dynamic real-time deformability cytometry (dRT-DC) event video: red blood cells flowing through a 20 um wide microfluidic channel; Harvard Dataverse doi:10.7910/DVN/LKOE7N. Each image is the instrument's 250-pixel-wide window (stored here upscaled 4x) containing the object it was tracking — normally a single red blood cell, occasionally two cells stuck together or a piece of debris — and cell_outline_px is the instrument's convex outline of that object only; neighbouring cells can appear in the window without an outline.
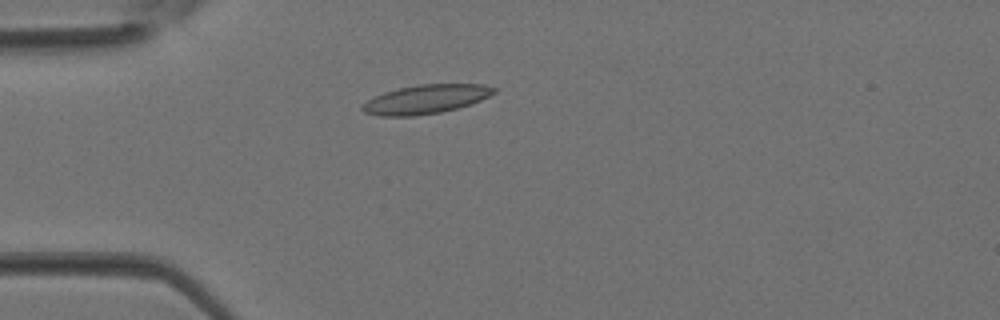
{"species": "Egyptian fruit bat (a non-hibernating species)", "species_latin": "Rousettus aegyptiacus", "temperature_condition": "room temperature", "stored_images_in_passage": 18, "camera_frame_rate_fps": 3000, "um_per_image_px": 0.085, "animal": {"sex": "female"}, "frame": {"image": 1, "passage_image": 1, "time_ms": 0.0, "image_size_px": [1000, 320], "cell_outline_px": [[500, 88], [496, 92], [480, 100], [456, 108], [440, 112], [416, 116], [380, 116], [364, 112], [360, 108], [360, 104], [384, 92], [400, 88], [420, 84], [484, 84]], "centroid_in_image_um": [36.19, 8.43], "position_along_channel_um": 48.8, "area_um2": 22.14}}
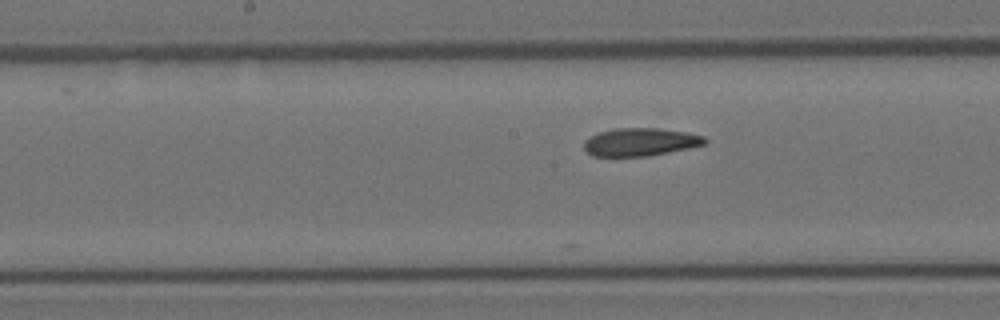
{"frame": {"image": 2, "passage_image": 10, "time_ms": 3.0, "image_size_px": [1000, 320], "cell_outline_px": [[708, 140], [704, 144], [688, 148], [648, 156], [592, 156], [584, 148], [584, 140], [600, 132], [612, 128], [656, 128], [688, 132], [704, 136]], "centroid_in_image_um": [54.43, 12.06], "position_along_channel_um": 193.8, "area_um2": 19.59}}
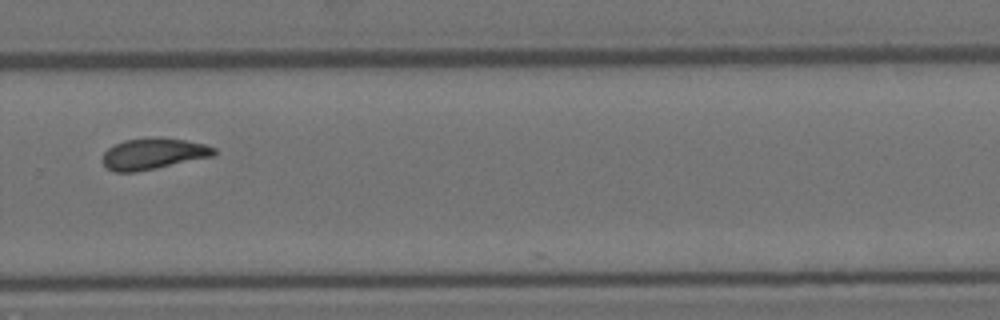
{"frame": {"image": 3, "passage_image": 17, "time_ms": 5.333, "image_size_px": [1000, 320], "cell_outline_px": [[216, 152], [212, 156], [156, 168], [136, 172], [116, 172], [108, 168], [100, 160], [104, 152], [108, 148], [124, 140], [156, 136], [160, 136], [184, 140], [204, 144], [216, 148]], "centroid_in_image_um": [13.0, 13.05], "position_along_channel_um": 316.8, "area_um2": 20.29}}